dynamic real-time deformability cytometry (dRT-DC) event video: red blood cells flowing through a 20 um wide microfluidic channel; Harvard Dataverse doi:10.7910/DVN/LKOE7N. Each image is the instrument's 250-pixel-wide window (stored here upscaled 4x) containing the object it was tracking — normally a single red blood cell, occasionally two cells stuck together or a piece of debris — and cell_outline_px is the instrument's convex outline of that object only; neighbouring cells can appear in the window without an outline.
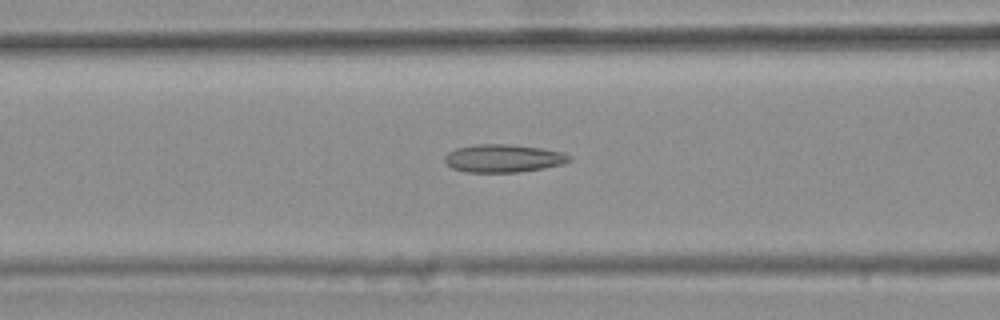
{"species": "common noctule bat (a hibernating species)", "species_latin": "Nyctalus noctula", "temperature_condition": "warm", "stored_images_in_passage": 41, "camera_frame_rate_fps": 3000, "um_per_image_px": 0.085, "animal": {"sex": "female", "body_mass_g": 25.1}, "frame": {"image": 1, "passage_image": 15, "time_ms": 4.667, "image_size_px": [1000, 320], "cell_outline_px": [[572, 160], [564, 164], [544, 168], [520, 172], [464, 172], [452, 168], [444, 160], [444, 156], [448, 152], [456, 148], [476, 144], [508, 144], [544, 148], [564, 152], [572, 156]], "centroid_in_image_um": [42.83, 13.45], "position_along_channel_um": 123.8, "area_um2": 20.58}}
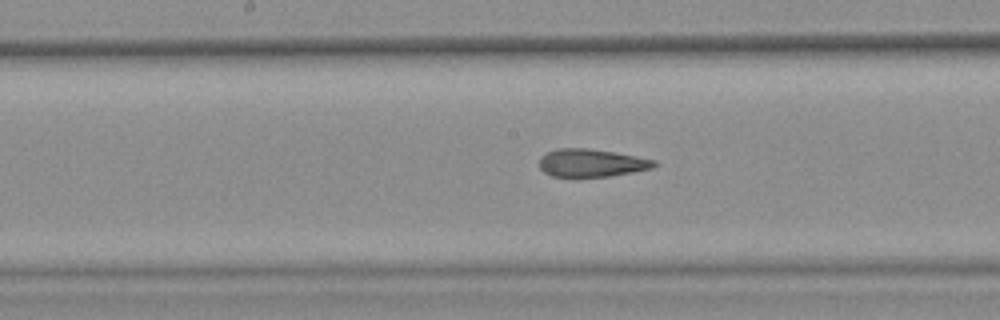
{"frame": {"image": 2, "passage_image": 21, "time_ms": 6.667, "image_size_px": [1000, 320], "cell_outline_px": [[660, 164], [652, 168], [632, 172], [608, 176], [552, 176], [544, 172], [540, 168], [540, 156], [556, 148], [588, 148], [636, 156], [656, 160]], "centroid_in_image_um": [50.29, 13.84], "position_along_channel_um": 197.9, "area_um2": 18.5}}
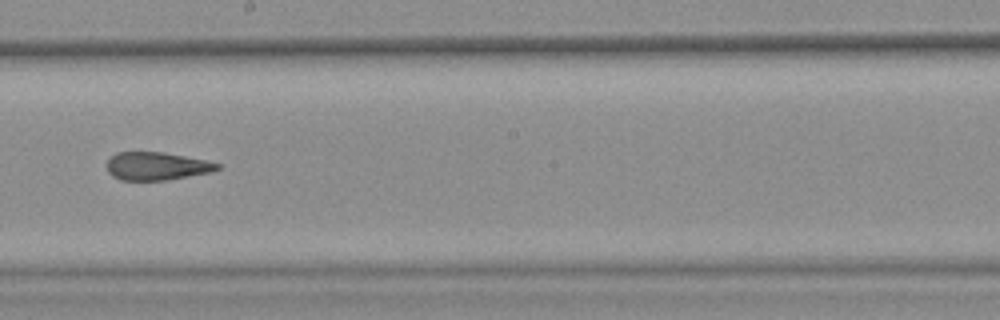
{"frame": {"image": 3, "passage_image": 24, "time_ms": 7.667, "image_size_px": [1000, 320], "cell_outline_px": [[224, 164], [220, 168], [212, 172], [164, 180], [120, 180], [112, 176], [108, 172], [108, 160], [116, 152], [164, 152], [208, 160]], "centroid_in_image_um": [13.37, 14.11], "position_along_channel_um": 234.8, "area_um2": 18.15}, "authors_computed_cell_mechanics": {"area_um2": 19.4786, "velocity_mm_per_s": 3.7074, "shape_relaxation_time_tau1_ms": null, "shape_relaxation_time_tau2_ms": 2.7915, "deformation_change_tau1": null, "deformation_change_tau2": 0.1378}}